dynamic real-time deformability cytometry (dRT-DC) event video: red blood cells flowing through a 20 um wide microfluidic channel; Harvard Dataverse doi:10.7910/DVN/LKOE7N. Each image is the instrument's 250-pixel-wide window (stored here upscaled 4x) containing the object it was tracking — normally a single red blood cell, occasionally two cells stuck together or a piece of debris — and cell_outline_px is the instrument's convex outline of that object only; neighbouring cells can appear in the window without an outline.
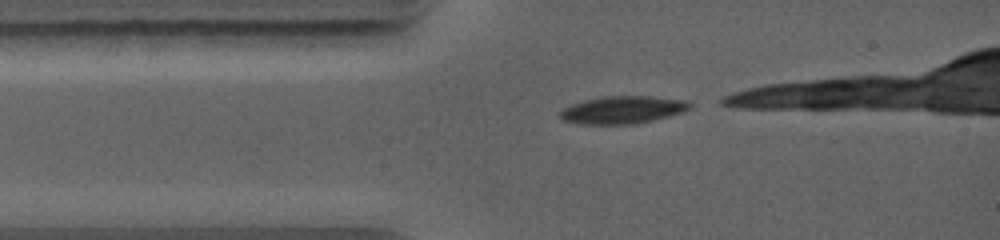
{"species": "common noctule bat (a hibernating species)", "species_latin": "Nyctalus noctula", "temperature_condition": "warm", "stored_images_in_passage": 13, "camera_frame_rate_fps": 5000, "um_per_image_px": 0.085, "animal": {"sex": "female", "body_mass_g": 19.0, "forearm_length_mm": 56.7}, "frame": {"image": 1, "passage_image": 1, "time_ms": 0.0, "image_size_px": [1000, 240], "cell_outline_px": [[692, 108], [684, 112], [636, 124], [580, 124], [564, 120], [560, 116], [560, 112], [564, 108], [572, 104], [584, 100], [604, 96], [648, 96], [688, 100], [692, 104]], "centroid_in_image_um": [52.98, 9.33], "position_along_channel_um": 32.0, "area_um2": 20.87}}